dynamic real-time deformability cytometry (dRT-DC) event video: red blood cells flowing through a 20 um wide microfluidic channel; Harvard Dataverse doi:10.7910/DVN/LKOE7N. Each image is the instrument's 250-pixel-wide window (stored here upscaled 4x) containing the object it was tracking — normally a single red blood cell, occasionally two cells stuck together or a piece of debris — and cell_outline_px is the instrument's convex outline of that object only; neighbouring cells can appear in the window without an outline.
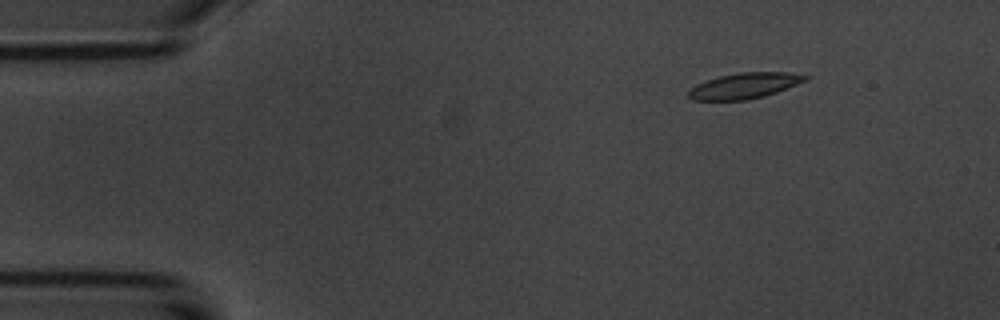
{"species": "common noctule bat (a hibernating species)", "species_latin": "Nyctalus noctula", "temperature_condition": "room temperature", "stored_images_in_passage": 3, "camera_frame_rate_fps": 3000, "um_per_image_px": 0.085, "animal": {"sex": "male", "body_mass_g": 20.1, "forearm_length_mm": 53.5}, "frame": {"image": 1, "passage_image": 1, "time_ms": 0.0, "image_size_px": [1000, 320], "cell_outline_px": [[808, 80], [776, 92], [764, 96], [748, 100], [692, 100], [688, 96], [688, 92], [696, 84], [720, 76], [740, 72], [784, 72], [808, 76]], "centroid_in_image_um": [63.27, 7.29], "position_along_channel_um": 21.7, "area_um2": 17.28}}